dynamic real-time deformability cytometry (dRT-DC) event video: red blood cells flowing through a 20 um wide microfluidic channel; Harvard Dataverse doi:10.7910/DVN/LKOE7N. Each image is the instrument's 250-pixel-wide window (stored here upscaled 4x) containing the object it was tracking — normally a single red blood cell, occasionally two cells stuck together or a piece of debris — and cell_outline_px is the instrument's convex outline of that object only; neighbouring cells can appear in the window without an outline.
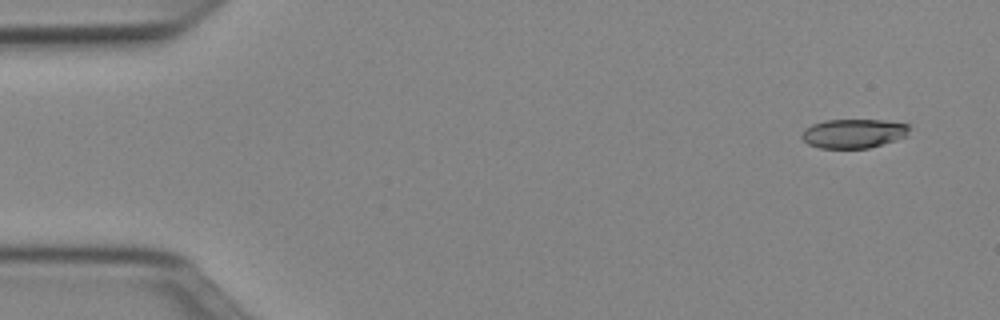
{"species": "Egyptian fruit bat (a non-hibernating species)", "species_latin": "Rousettus aegyptiacus", "temperature_condition": "cold", "stored_images_in_passage": 51, "camera_frame_rate_fps": 3000, "um_per_image_px": 0.085, "animal": {"sex": "female"}, "frame": {"image": 1, "passage_image": 3, "time_ms": 0.667, "image_size_px": [1000, 320], "cell_outline_px": [[912, 128], [908, 136], [896, 140], [868, 148], [820, 148], [808, 144], [800, 136], [804, 128], [812, 124], [824, 120], [884, 120], [908, 124]], "centroid_in_image_um": [72.58, 11.34], "position_along_channel_um": 12.4, "area_um2": 18.5}}
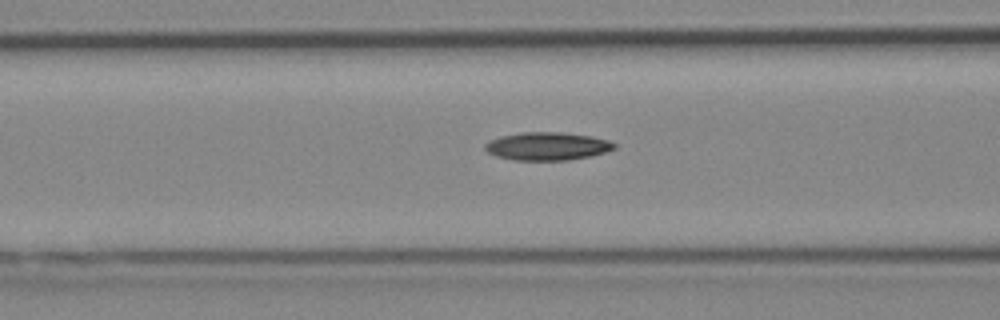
{"frame": {"image": 2, "passage_image": 20, "time_ms": 6.333, "image_size_px": [1000, 320], "cell_outline_px": [[616, 148], [592, 156], [568, 160], [512, 160], [496, 156], [488, 152], [484, 148], [484, 144], [488, 140], [500, 136], [520, 132], [560, 132], [592, 136], [608, 140], [616, 144]], "centroid_in_image_um": [46.49, 12.42], "position_along_channel_um": 120.1, "area_um2": 21.27}}
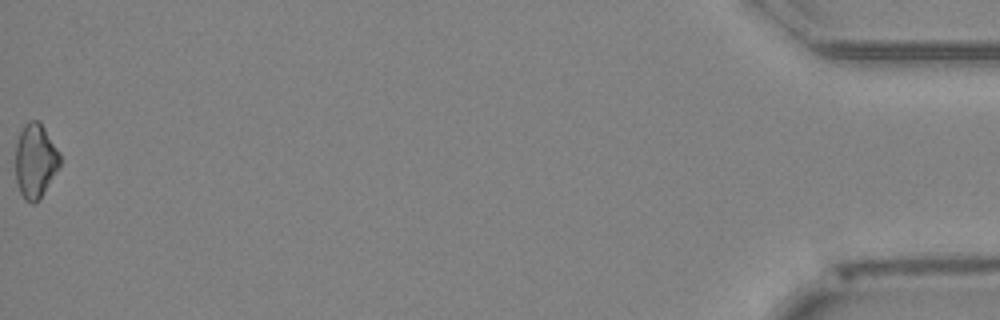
{"frame": {"image": 3, "passage_image": 51, "time_ms": 16.667, "image_size_px": [1000, 320], "cell_outline_px": [[60, 164], [40, 200], [36, 204], [32, 204], [24, 200], [20, 192], [16, 180], [16, 140], [24, 124], [28, 120], [40, 120], [60, 152]], "centroid_in_image_um": [3.0, 13.66], "position_along_channel_um": 432.2, "area_um2": 19.54}, "authors_computed_cell_mechanics": {"area_um2": 19.7676, "velocity_mm_per_s": 3.998, "shape_relaxation_time_tau1_ms": 7.7793, "shape_relaxation_time_tau2_ms": null, "deformation_change_tau1": 0.1682, "deformation_change_tau2": null}}